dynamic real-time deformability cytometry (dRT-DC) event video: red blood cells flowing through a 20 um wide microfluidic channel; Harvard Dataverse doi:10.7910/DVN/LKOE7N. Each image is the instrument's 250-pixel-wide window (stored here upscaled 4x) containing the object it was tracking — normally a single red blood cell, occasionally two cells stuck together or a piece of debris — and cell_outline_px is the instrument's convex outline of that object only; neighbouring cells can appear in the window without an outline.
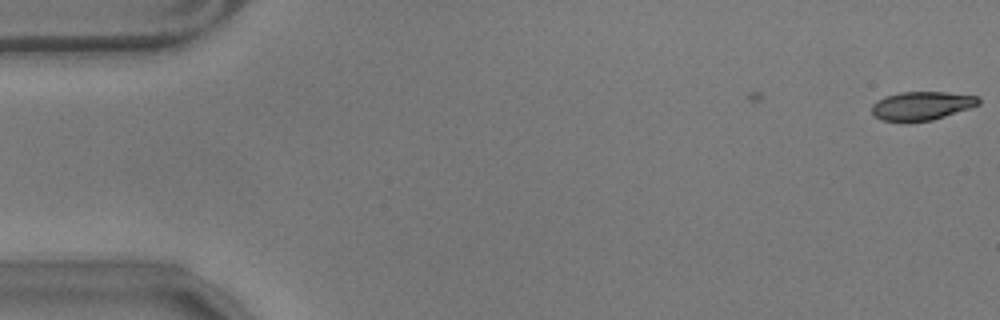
{"species": "common noctule bat (a hibernating species)", "species_latin": "Nyctalus noctula", "temperature_condition": "warm", "stored_images_in_passage": 5, "camera_frame_rate_fps": 3000, "um_per_image_px": 0.085, "animal": {"sex": "male", "body_mass_g": 17.9}, "frame": {"image": 1, "passage_image": 5, "time_ms": 1.333, "image_size_px": [1000, 320], "cell_outline_px": [[980, 104], [932, 120], [880, 120], [872, 112], [872, 104], [876, 100], [884, 96], [900, 92], [948, 92], [980, 96]], "centroid_in_image_um": [78.35, 8.95], "position_along_channel_um": 6.6, "area_um2": 17.51}}